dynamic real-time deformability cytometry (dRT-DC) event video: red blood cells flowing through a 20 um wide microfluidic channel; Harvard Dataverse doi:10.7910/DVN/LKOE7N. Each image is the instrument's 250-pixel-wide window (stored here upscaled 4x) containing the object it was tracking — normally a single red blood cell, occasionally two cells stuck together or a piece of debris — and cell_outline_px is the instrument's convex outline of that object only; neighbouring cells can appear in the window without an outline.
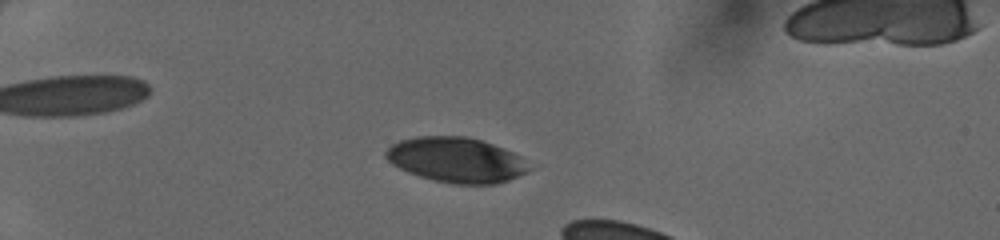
{"species": "human", "species_latin": "Homo sapiens", "temperature_condition": "cold", "stored_images_in_passage": 22, "camera_frame_rate_fps": 3000, "um_per_image_px": 0.085, "donor": {"sex": "female"}, "frame": {"image": 1, "passage_image": 16, "time_ms": 5.0, "image_size_px": [1000, 240], "cell_outline_px": [[532, 168], [528, 172], [508, 180], [496, 184], [452, 184], [420, 176], [408, 172], [392, 164], [384, 156], [384, 152], [392, 144], [400, 140], [416, 136], [464, 136], [480, 140], [492, 144], [512, 152], [520, 156]], "centroid_in_image_um": [38.78, 13.59], "position_along_channel_um": 46.2, "area_um2": 37.51}}